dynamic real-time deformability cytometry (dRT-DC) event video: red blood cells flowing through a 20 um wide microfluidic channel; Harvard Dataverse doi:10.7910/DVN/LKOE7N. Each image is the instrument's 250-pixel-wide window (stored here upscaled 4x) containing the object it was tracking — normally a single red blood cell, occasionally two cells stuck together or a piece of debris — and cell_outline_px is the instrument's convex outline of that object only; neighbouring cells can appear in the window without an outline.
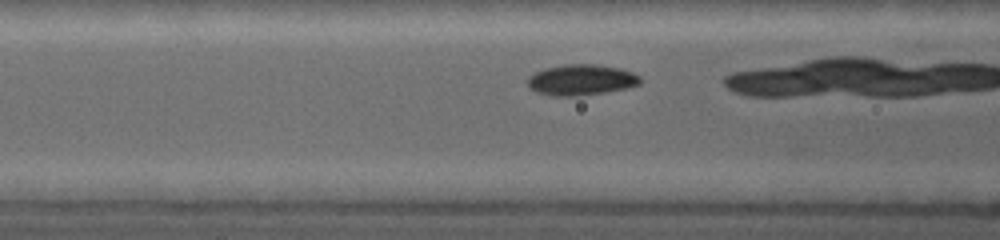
{"species": "common noctule bat (a hibernating species)", "species_latin": "Nyctalus noctula", "temperature_condition": "warm", "stored_images_in_passage": 19, "camera_frame_rate_fps": 5000, "um_per_image_px": 0.085, "animal": {"sex": "female", "body_mass_g": 19.0, "forearm_length_mm": 53.3}, "frame": {"image": 1, "passage_image": 9, "time_ms": 1.4, "image_size_px": [1000, 240], "cell_outline_px": [[640, 84], [628, 88], [580, 96], [552, 96], [536, 92], [528, 88], [528, 76], [544, 68], [568, 64], [596, 64], [620, 68], [632, 72], [640, 76]], "centroid_in_image_um": [49.39, 6.79], "position_along_channel_um": 117.2, "area_um2": 20.35}}